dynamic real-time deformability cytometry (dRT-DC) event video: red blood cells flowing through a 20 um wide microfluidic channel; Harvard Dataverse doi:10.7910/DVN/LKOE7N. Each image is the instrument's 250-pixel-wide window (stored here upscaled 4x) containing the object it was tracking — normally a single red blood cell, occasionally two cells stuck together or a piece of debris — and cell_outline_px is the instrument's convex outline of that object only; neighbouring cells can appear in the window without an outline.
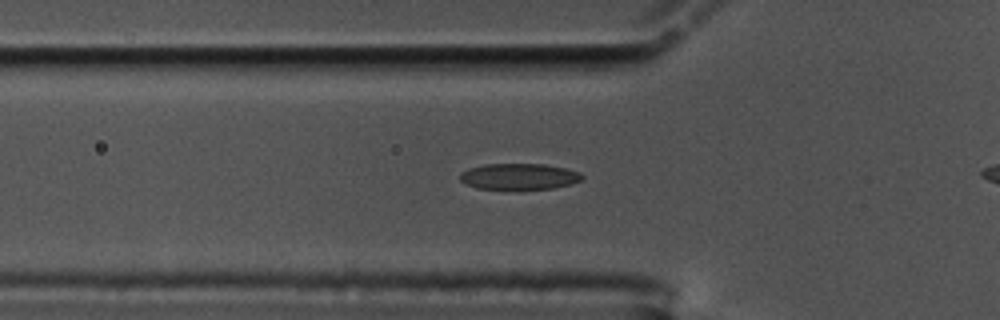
{"species": "common noctule bat (a hibernating species)", "species_latin": "Nyctalus noctula", "temperature_condition": "cold", "stored_images_in_passage": 32, "camera_frame_rate_fps": 3000, "um_per_image_px": 0.085, "animal": {"sex": "male", "body_mass_g": 17.5, "forearm_length_mm": 52.3}, "frame": {"image": 1, "passage_image": 2, "time_ms": 0.333, "image_size_px": [1000, 320], "cell_outline_px": [[584, 176], [580, 180], [572, 184], [552, 188], [476, 188], [460, 180], [460, 172], [468, 168], [488, 164], [544, 164], [564, 168], [580, 172]], "centroid_in_image_um": [44.13, 14.98], "position_along_channel_um": 81.7, "area_um2": 18.21}}
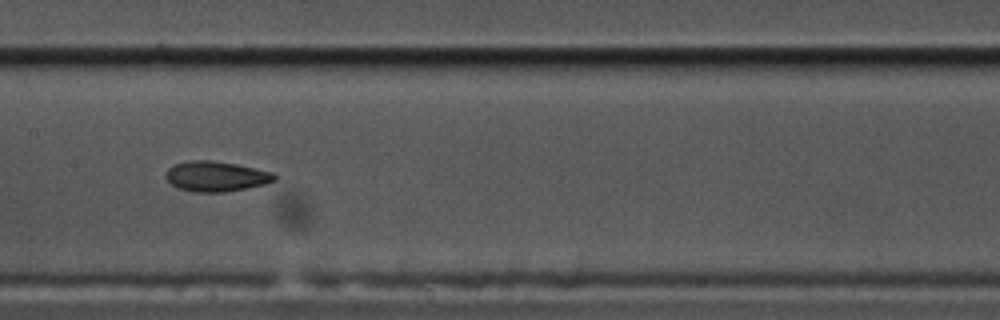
{"frame": {"image": 2, "passage_image": 11, "time_ms": 3.333, "image_size_px": [1000, 320], "cell_outline_px": [[276, 180], [264, 184], [224, 192], [192, 192], [180, 188], [172, 184], [164, 176], [168, 168], [176, 164], [188, 160], [212, 160], [236, 164], [272, 172], [276, 176]], "centroid_in_image_um": [18.34, 14.98], "position_along_channel_um": 189.1, "area_um2": 18.96}}
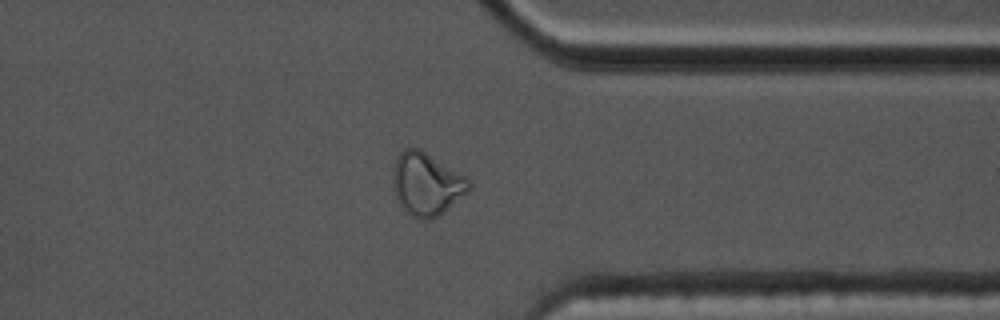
{"frame": {"image": 3, "passage_image": 27, "time_ms": 8.667, "image_size_px": [1000, 320], "cell_outline_px": [[472, 188], [468, 192], [444, 212], [428, 220], [424, 220], [412, 216], [400, 204], [396, 196], [392, 180], [392, 168], [396, 156], [404, 148], [420, 148], [464, 176], [472, 184]], "centroid_in_image_um": [36.24, 15.62], "position_along_channel_um": 375.2, "area_um2": 27.69}}